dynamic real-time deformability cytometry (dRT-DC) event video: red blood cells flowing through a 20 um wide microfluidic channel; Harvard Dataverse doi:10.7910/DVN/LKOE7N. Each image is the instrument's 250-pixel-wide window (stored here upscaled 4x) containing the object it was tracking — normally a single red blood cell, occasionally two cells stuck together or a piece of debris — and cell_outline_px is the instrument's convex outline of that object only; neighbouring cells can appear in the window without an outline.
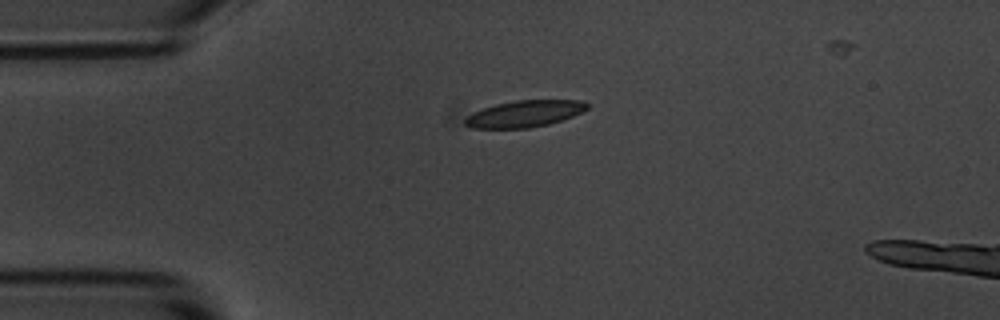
{"species": "common noctule bat (a hibernating species)", "species_latin": "Nyctalus noctula", "temperature_condition": "room temperature", "stored_images_in_passage": 3, "camera_frame_rate_fps": 3000, "um_per_image_px": 0.085, "animal": {"sex": "male", "body_mass_g": 20.1, "forearm_length_mm": 53.5}, "frame": {"image": 1, "passage_image": 1, "time_ms": 0.0, "image_size_px": [1000, 320], "cell_outline_px": [[588, 108], [572, 116], [548, 124], [528, 128], [472, 128], [464, 124], [464, 120], [472, 112], [496, 104], [516, 100], [580, 100], [588, 104]], "centroid_in_image_um": [44.56, 9.67], "position_along_channel_um": 40.4, "area_um2": 18.73}}